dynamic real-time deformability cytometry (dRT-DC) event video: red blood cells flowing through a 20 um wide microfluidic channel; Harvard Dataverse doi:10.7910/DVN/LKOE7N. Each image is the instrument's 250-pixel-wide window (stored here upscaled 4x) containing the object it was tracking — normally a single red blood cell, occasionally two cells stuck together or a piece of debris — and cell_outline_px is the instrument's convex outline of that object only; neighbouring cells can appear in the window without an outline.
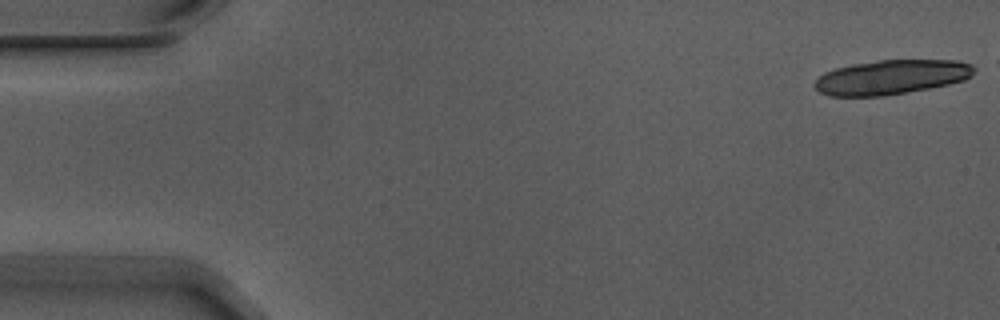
{"species": "Egyptian fruit bat (a non-hibernating species)", "species_latin": "Rousettus aegyptiacus", "temperature_condition": "warm", "stored_images_in_passage": 6, "camera_frame_rate_fps": 3000, "um_per_image_px": 0.085, "animal": {"sex": "male"}, "frame": {"image": 1, "passage_image": 1, "time_ms": 0.0, "image_size_px": [1000, 320], "cell_outline_px": [[976, 68], [972, 76], [964, 80], [948, 84], [928, 88], [880, 96], [828, 96], [820, 92], [812, 84], [824, 72], [836, 68], [852, 64], [876, 60], [960, 60], [972, 64]], "centroid_in_image_um": [75.77, 6.54], "position_along_channel_um": 9.2, "area_um2": 32.08}}